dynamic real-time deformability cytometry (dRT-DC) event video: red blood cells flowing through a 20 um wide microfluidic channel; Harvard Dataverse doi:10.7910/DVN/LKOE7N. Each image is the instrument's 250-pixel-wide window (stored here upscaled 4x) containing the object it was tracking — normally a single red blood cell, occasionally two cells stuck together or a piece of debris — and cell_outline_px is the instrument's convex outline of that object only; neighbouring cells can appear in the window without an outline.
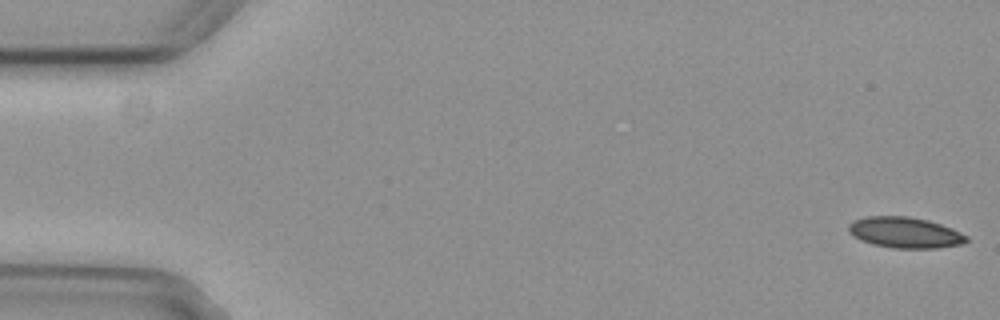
{"species": "common noctule bat (a hibernating species)", "species_latin": "Nyctalus noctula", "temperature_condition": "cold", "stored_images_in_passage": 3, "camera_frame_rate_fps": 3000, "um_per_image_px": 0.085, "animal": {"sex": "female", "body_mass_g": 29.2, "forearm_length_mm": 56.3}, "frame": {"image": 1, "passage_image": 1, "time_ms": 0.0, "image_size_px": [1000, 320], "cell_outline_px": [[968, 240], [964, 244], [936, 248], [892, 248], [872, 244], [860, 240], [852, 236], [848, 232], [848, 224], [852, 220], [864, 216], [908, 216], [928, 220], [952, 228], [968, 236]], "centroid_in_image_um": [76.89, 19.76], "position_along_channel_um": 8.1, "area_um2": 21.5}}